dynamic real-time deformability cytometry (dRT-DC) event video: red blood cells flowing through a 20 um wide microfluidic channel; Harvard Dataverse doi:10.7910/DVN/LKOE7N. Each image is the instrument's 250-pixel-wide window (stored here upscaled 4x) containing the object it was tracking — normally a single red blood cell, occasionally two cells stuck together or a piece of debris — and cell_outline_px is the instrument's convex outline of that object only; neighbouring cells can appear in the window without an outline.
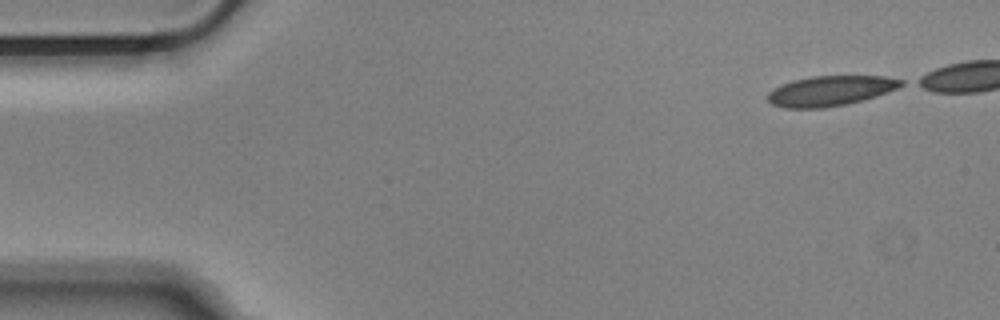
{"species": "Egyptian fruit bat (a non-hibernating species)", "species_latin": "Rousettus aegyptiacus", "temperature_condition": "cold", "stored_images_in_passage": 42, "camera_frame_rate_fps": 3000, "um_per_image_px": 0.085, "animal": {"sex": "male"}, "frame": {"image": 1, "passage_image": 1, "time_ms": 0.0, "image_size_px": [1000, 320], "cell_outline_px": [[904, 84], [888, 92], [876, 96], [848, 104], [824, 108], [784, 108], [772, 104], [768, 100], [768, 92], [772, 88], [780, 84], [792, 80], [812, 76], [884, 76], [904, 80]], "centroid_in_image_um": [70.55, 7.72], "position_along_channel_um": 14.4, "area_um2": 23.52}}
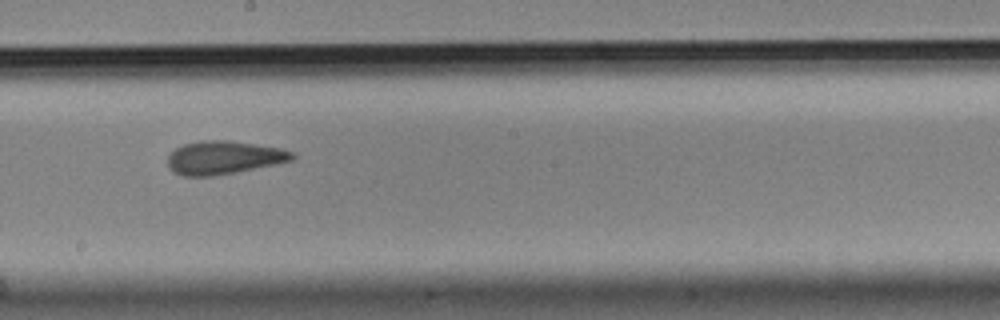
{"frame": {"image": 2, "passage_image": 27, "time_ms": 8.667, "image_size_px": [1000, 320], "cell_outline_px": [[296, 156], [292, 160], [276, 164], [236, 172], [212, 176], [184, 176], [172, 172], [168, 168], [168, 156], [176, 148], [184, 144], [200, 140], [228, 140], [280, 148], [292, 152]], "centroid_in_image_um": [18.99, 13.4], "position_along_channel_um": 229.2, "area_um2": 24.1}}
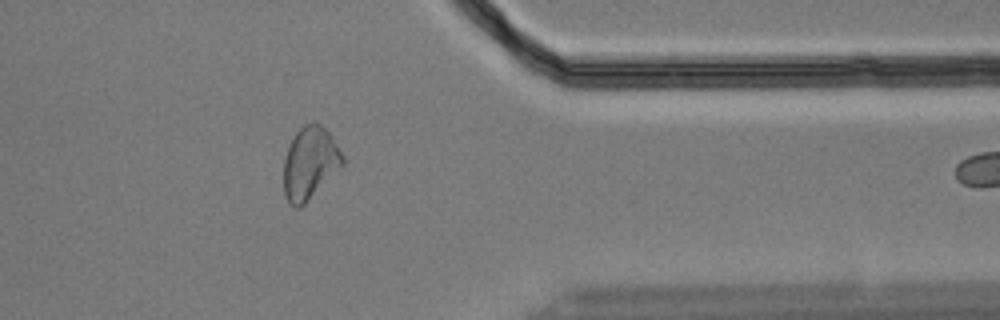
{"frame": {"image": 3, "passage_image": 41, "time_ms": 13.333, "image_size_px": [1000, 320], "cell_outline_px": [[344, 164], [300, 208], [296, 208], [288, 204], [284, 196], [284, 156], [288, 144], [292, 136], [304, 124], [312, 120], [316, 120], [328, 132], [344, 156]], "centroid_in_image_um": [26.3, 13.84], "position_along_channel_um": 385.1, "area_um2": 25.09}}